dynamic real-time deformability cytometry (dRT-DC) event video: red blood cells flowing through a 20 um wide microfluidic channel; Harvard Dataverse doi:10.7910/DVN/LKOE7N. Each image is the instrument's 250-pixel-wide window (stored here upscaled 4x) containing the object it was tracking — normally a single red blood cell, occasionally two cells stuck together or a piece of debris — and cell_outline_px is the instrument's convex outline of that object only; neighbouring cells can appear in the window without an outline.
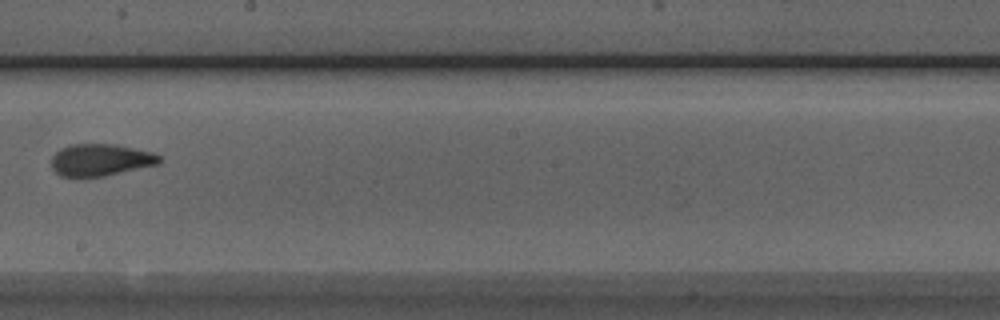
{"species": "Egyptian fruit bat (a non-hibernating species)", "species_latin": "Rousettus aegyptiacus", "temperature_condition": "room temperature", "stored_images_in_passage": 6, "camera_frame_rate_fps": 3000, "um_per_image_px": 0.085, "animal": {"sex": "male"}, "frame": {"image": 1, "passage_image": 6, "time_ms": 6.667, "image_size_px": [1000, 320], "cell_outline_px": [[160, 164], [104, 176], [60, 176], [52, 168], [52, 156], [60, 148], [72, 144], [116, 144], [152, 152], [160, 156]], "centroid_in_image_um": [8.55, 13.58], "position_along_channel_um": 239.6, "area_um2": 20.06}}